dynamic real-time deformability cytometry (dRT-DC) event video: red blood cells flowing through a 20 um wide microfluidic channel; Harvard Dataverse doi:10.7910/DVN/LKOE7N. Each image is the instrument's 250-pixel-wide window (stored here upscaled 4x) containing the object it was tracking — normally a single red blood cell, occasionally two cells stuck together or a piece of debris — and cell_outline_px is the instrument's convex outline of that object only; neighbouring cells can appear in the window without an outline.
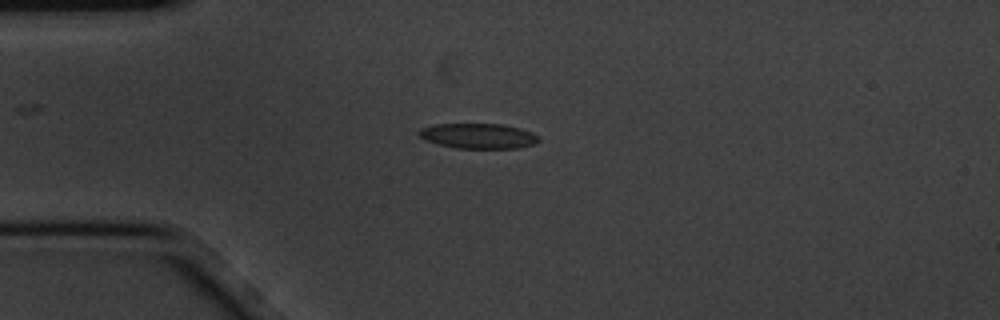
{"species": "common noctule bat (a hibernating species)", "species_latin": "Nyctalus noctula", "temperature_condition": "cold", "stored_images_in_passage": 7, "camera_frame_rate_fps": 3000, "um_per_image_px": 0.085, "animal": {"sex": "male", "body_mass_g": 20.1, "forearm_length_mm": 53.5}, "frame": {"image": 1, "passage_image": 5, "time_ms": 1.333, "image_size_px": [1000, 320], "cell_outline_px": [[540, 140], [532, 144], [520, 148], [456, 148], [424, 140], [416, 132], [420, 128], [436, 124], [500, 124], [520, 128], [532, 132], [540, 136]], "centroid_in_image_um": [40.65, 11.55], "position_along_channel_um": 44.3, "area_um2": 17.57}}
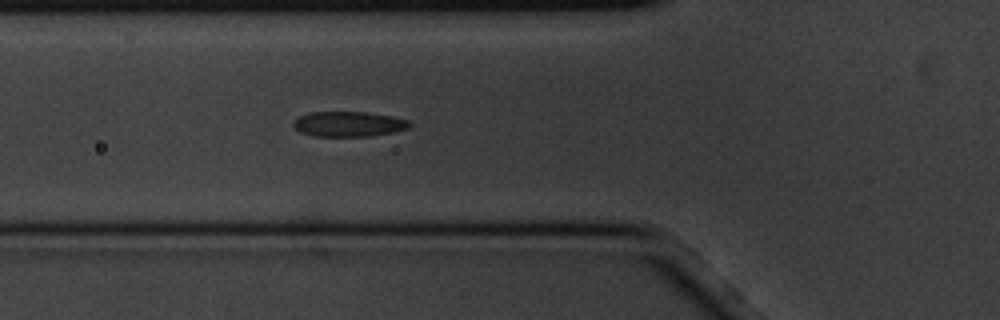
{"frame": {"image": 2, "passage_image": 7, "time_ms": 2.0, "image_size_px": [1000, 320], "cell_outline_px": [[412, 124], [408, 128], [392, 132], [368, 136], [312, 136], [300, 132], [292, 128], [292, 120], [308, 112], [368, 112], [392, 116], [408, 120]], "centroid_in_image_um": [29.57, 10.54], "position_along_channel_um": 96.2, "area_um2": 17.17}}